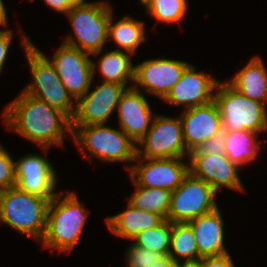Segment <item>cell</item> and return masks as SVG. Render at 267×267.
<instances>
[{
    "label": "cell",
    "mask_w": 267,
    "mask_h": 267,
    "mask_svg": "<svg viewBox=\"0 0 267 267\" xmlns=\"http://www.w3.org/2000/svg\"><path fill=\"white\" fill-rule=\"evenodd\" d=\"M2 116L9 130L36 143L45 153L52 145L63 146L65 132L72 136L71 120L64 113L23 91L6 106Z\"/></svg>",
    "instance_id": "6da1fadb"
},
{
    "label": "cell",
    "mask_w": 267,
    "mask_h": 267,
    "mask_svg": "<svg viewBox=\"0 0 267 267\" xmlns=\"http://www.w3.org/2000/svg\"><path fill=\"white\" fill-rule=\"evenodd\" d=\"M59 191L50 201L47 212V226L40 243L47 249L71 252L82 235L89 211L82 205L76 193L63 197Z\"/></svg>",
    "instance_id": "7a4b0ae2"
},
{
    "label": "cell",
    "mask_w": 267,
    "mask_h": 267,
    "mask_svg": "<svg viewBox=\"0 0 267 267\" xmlns=\"http://www.w3.org/2000/svg\"><path fill=\"white\" fill-rule=\"evenodd\" d=\"M20 33L22 34L20 36L22 46L26 52V59L33 79V82L22 91L46 102L72 120L76 111V102L72 101V97L68 94L48 57L29 41L30 39L22 32L21 28Z\"/></svg>",
    "instance_id": "3957f363"
},
{
    "label": "cell",
    "mask_w": 267,
    "mask_h": 267,
    "mask_svg": "<svg viewBox=\"0 0 267 267\" xmlns=\"http://www.w3.org/2000/svg\"><path fill=\"white\" fill-rule=\"evenodd\" d=\"M50 200L17 187L0 191V224L33 237L40 244L46 226Z\"/></svg>",
    "instance_id": "277c9868"
},
{
    "label": "cell",
    "mask_w": 267,
    "mask_h": 267,
    "mask_svg": "<svg viewBox=\"0 0 267 267\" xmlns=\"http://www.w3.org/2000/svg\"><path fill=\"white\" fill-rule=\"evenodd\" d=\"M72 138L91 161L97 158L105 163L134 162L137 144L123 131L105 124L71 126Z\"/></svg>",
    "instance_id": "5b68a950"
},
{
    "label": "cell",
    "mask_w": 267,
    "mask_h": 267,
    "mask_svg": "<svg viewBox=\"0 0 267 267\" xmlns=\"http://www.w3.org/2000/svg\"><path fill=\"white\" fill-rule=\"evenodd\" d=\"M107 1H97L71 8L67 17L74 32L66 37L64 44L95 55L101 54L108 41V23L113 8Z\"/></svg>",
    "instance_id": "8992f818"
},
{
    "label": "cell",
    "mask_w": 267,
    "mask_h": 267,
    "mask_svg": "<svg viewBox=\"0 0 267 267\" xmlns=\"http://www.w3.org/2000/svg\"><path fill=\"white\" fill-rule=\"evenodd\" d=\"M214 101L220 111L222 131L251 130L261 133L267 130V106L240 94L226 81H219Z\"/></svg>",
    "instance_id": "52a82bcc"
},
{
    "label": "cell",
    "mask_w": 267,
    "mask_h": 267,
    "mask_svg": "<svg viewBox=\"0 0 267 267\" xmlns=\"http://www.w3.org/2000/svg\"><path fill=\"white\" fill-rule=\"evenodd\" d=\"M217 192L204 180L194 177L190 172L181 184L172 191L167 220L171 223L189 221L210 213L218 208Z\"/></svg>",
    "instance_id": "ba28073f"
},
{
    "label": "cell",
    "mask_w": 267,
    "mask_h": 267,
    "mask_svg": "<svg viewBox=\"0 0 267 267\" xmlns=\"http://www.w3.org/2000/svg\"><path fill=\"white\" fill-rule=\"evenodd\" d=\"M136 146V157L145 159L185 158L190 153L183 141L179 116L155 115L150 129Z\"/></svg>",
    "instance_id": "9c48e42d"
},
{
    "label": "cell",
    "mask_w": 267,
    "mask_h": 267,
    "mask_svg": "<svg viewBox=\"0 0 267 267\" xmlns=\"http://www.w3.org/2000/svg\"><path fill=\"white\" fill-rule=\"evenodd\" d=\"M89 55L91 54L62 43L53 53L52 60H49L75 102L90 89L97 70V63Z\"/></svg>",
    "instance_id": "30bf717a"
},
{
    "label": "cell",
    "mask_w": 267,
    "mask_h": 267,
    "mask_svg": "<svg viewBox=\"0 0 267 267\" xmlns=\"http://www.w3.org/2000/svg\"><path fill=\"white\" fill-rule=\"evenodd\" d=\"M185 158L145 159L136 157L139 164L127 166L134 185L174 191L189 173ZM141 163V164H140Z\"/></svg>",
    "instance_id": "8fae6325"
},
{
    "label": "cell",
    "mask_w": 267,
    "mask_h": 267,
    "mask_svg": "<svg viewBox=\"0 0 267 267\" xmlns=\"http://www.w3.org/2000/svg\"><path fill=\"white\" fill-rule=\"evenodd\" d=\"M126 85L103 82L90 92V89L76 102V111L71 126L105 124L117 109Z\"/></svg>",
    "instance_id": "7c38bea8"
},
{
    "label": "cell",
    "mask_w": 267,
    "mask_h": 267,
    "mask_svg": "<svg viewBox=\"0 0 267 267\" xmlns=\"http://www.w3.org/2000/svg\"><path fill=\"white\" fill-rule=\"evenodd\" d=\"M190 64L180 60L160 59L145 60L135 66V89L145 88L150 95L163 100L174 84L181 78L182 73ZM139 86V87H138Z\"/></svg>",
    "instance_id": "4fadbf2b"
},
{
    "label": "cell",
    "mask_w": 267,
    "mask_h": 267,
    "mask_svg": "<svg viewBox=\"0 0 267 267\" xmlns=\"http://www.w3.org/2000/svg\"><path fill=\"white\" fill-rule=\"evenodd\" d=\"M16 187L29 194L50 201L57 195V176L48 159L39 154H28L15 161Z\"/></svg>",
    "instance_id": "5bb4252c"
},
{
    "label": "cell",
    "mask_w": 267,
    "mask_h": 267,
    "mask_svg": "<svg viewBox=\"0 0 267 267\" xmlns=\"http://www.w3.org/2000/svg\"><path fill=\"white\" fill-rule=\"evenodd\" d=\"M189 172L207 182L216 192L222 187L244 191L240 168L226 154H189Z\"/></svg>",
    "instance_id": "9a60e30c"
},
{
    "label": "cell",
    "mask_w": 267,
    "mask_h": 267,
    "mask_svg": "<svg viewBox=\"0 0 267 267\" xmlns=\"http://www.w3.org/2000/svg\"><path fill=\"white\" fill-rule=\"evenodd\" d=\"M218 82L219 79L211 75L196 72L195 66L190 64L163 101L176 107L184 105L185 110L206 105L214 100L212 92L216 89Z\"/></svg>",
    "instance_id": "2e32d148"
},
{
    "label": "cell",
    "mask_w": 267,
    "mask_h": 267,
    "mask_svg": "<svg viewBox=\"0 0 267 267\" xmlns=\"http://www.w3.org/2000/svg\"><path fill=\"white\" fill-rule=\"evenodd\" d=\"M180 119L183 141L189 152L222 132L220 111L214 100L206 105L184 110Z\"/></svg>",
    "instance_id": "e0dca14e"
},
{
    "label": "cell",
    "mask_w": 267,
    "mask_h": 267,
    "mask_svg": "<svg viewBox=\"0 0 267 267\" xmlns=\"http://www.w3.org/2000/svg\"><path fill=\"white\" fill-rule=\"evenodd\" d=\"M119 126L136 144L150 129L154 116L140 89L127 88L117 105Z\"/></svg>",
    "instance_id": "ac0fdd59"
},
{
    "label": "cell",
    "mask_w": 267,
    "mask_h": 267,
    "mask_svg": "<svg viewBox=\"0 0 267 267\" xmlns=\"http://www.w3.org/2000/svg\"><path fill=\"white\" fill-rule=\"evenodd\" d=\"M195 234L201 257L228 253L224 245V226L219 208L188 222Z\"/></svg>",
    "instance_id": "d6986e66"
},
{
    "label": "cell",
    "mask_w": 267,
    "mask_h": 267,
    "mask_svg": "<svg viewBox=\"0 0 267 267\" xmlns=\"http://www.w3.org/2000/svg\"><path fill=\"white\" fill-rule=\"evenodd\" d=\"M226 82L247 98L267 105V68L261 57L254 56Z\"/></svg>",
    "instance_id": "ffe728a7"
},
{
    "label": "cell",
    "mask_w": 267,
    "mask_h": 267,
    "mask_svg": "<svg viewBox=\"0 0 267 267\" xmlns=\"http://www.w3.org/2000/svg\"><path fill=\"white\" fill-rule=\"evenodd\" d=\"M127 209L106 218L109 230L118 237L130 239L141 231L158 227L165 219L156 213L140 210L129 202Z\"/></svg>",
    "instance_id": "44dd1931"
},
{
    "label": "cell",
    "mask_w": 267,
    "mask_h": 267,
    "mask_svg": "<svg viewBox=\"0 0 267 267\" xmlns=\"http://www.w3.org/2000/svg\"><path fill=\"white\" fill-rule=\"evenodd\" d=\"M113 15L112 12L108 23V40L117 44L115 50L135 54L140 44L147 40L144 23L127 15L113 24Z\"/></svg>",
    "instance_id": "7402d4cb"
},
{
    "label": "cell",
    "mask_w": 267,
    "mask_h": 267,
    "mask_svg": "<svg viewBox=\"0 0 267 267\" xmlns=\"http://www.w3.org/2000/svg\"><path fill=\"white\" fill-rule=\"evenodd\" d=\"M258 133L251 130L225 131V154L240 168L252 163L260 151Z\"/></svg>",
    "instance_id": "603a6c76"
},
{
    "label": "cell",
    "mask_w": 267,
    "mask_h": 267,
    "mask_svg": "<svg viewBox=\"0 0 267 267\" xmlns=\"http://www.w3.org/2000/svg\"><path fill=\"white\" fill-rule=\"evenodd\" d=\"M131 54L120 50L106 52L98 63V71L103 82L116 83L128 86V81L134 82L135 66L131 61Z\"/></svg>",
    "instance_id": "cb8c5ba5"
},
{
    "label": "cell",
    "mask_w": 267,
    "mask_h": 267,
    "mask_svg": "<svg viewBox=\"0 0 267 267\" xmlns=\"http://www.w3.org/2000/svg\"><path fill=\"white\" fill-rule=\"evenodd\" d=\"M168 256L177 262L197 261L198 253L195 234L189 223H171L170 251Z\"/></svg>",
    "instance_id": "d4e9b609"
},
{
    "label": "cell",
    "mask_w": 267,
    "mask_h": 267,
    "mask_svg": "<svg viewBox=\"0 0 267 267\" xmlns=\"http://www.w3.org/2000/svg\"><path fill=\"white\" fill-rule=\"evenodd\" d=\"M135 192L127 201L134 207L161 215L167 220L172 191L155 187L134 185Z\"/></svg>",
    "instance_id": "484cf974"
},
{
    "label": "cell",
    "mask_w": 267,
    "mask_h": 267,
    "mask_svg": "<svg viewBox=\"0 0 267 267\" xmlns=\"http://www.w3.org/2000/svg\"><path fill=\"white\" fill-rule=\"evenodd\" d=\"M171 240V222L165 220L158 227L150 228L133 237L134 245L160 255L168 256Z\"/></svg>",
    "instance_id": "4316f807"
},
{
    "label": "cell",
    "mask_w": 267,
    "mask_h": 267,
    "mask_svg": "<svg viewBox=\"0 0 267 267\" xmlns=\"http://www.w3.org/2000/svg\"><path fill=\"white\" fill-rule=\"evenodd\" d=\"M188 10L187 0H152L146 9L156 21L166 24L179 23Z\"/></svg>",
    "instance_id": "83f0119b"
},
{
    "label": "cell",
    "mask_w": 267,
    "mask_h": 267,
    "mask_svg": "<svg viewBox=\"0 0 267 267\" xmlns=\"http://www.w3.org/2000/svg\"><path fill=\"white\" fill-rule=\"evenodd\" d=\"M126 263L128 267H152L163 256L131 244L127 249Z\"/></svg>",
    "instance_id": "f1b7e54d"
},
{
    "label": "cell",
    "mask_w": 267,
    "mask_h": 267,
    "mask_svg": "<svg viewBox=\"0 0 267 267\" xmlns=\"http://www.w3.org/2000/svg\"><path fill=\"white\" fill-rule=\"evenodd\" d=\"M16 187L15 162L12 156L0 145V191Z\"/></svg>",
    "instance_id": "f546056e"
},
{
    "label": "cell",
    "mask_w": 267,
    "mask_h": 267,
    "mask_svg": "<svg viewBox=\"0 0 267 267\" xmlns=\"http://www.w3.org/2000/svg\"><path fill=\"white\" fill-rule=\"evenodd\" d=\"M189 154H225V131L202 142Z\"/></svg>",
    "instance_id": "4dcf8cb0"
},
{
    "label": "cell",
    "mask_w": 267,
    "mask_h": 267,
    "mask_svg": "<svg viewBox=\"0 0 267 267\" xmlns=\"http://www.w3.org/2000/svg\"><path fill=\"white\" fill-rule=\"evenodd\" d=\"M34 1V0H32ZM47 6L55 10L56 12L65 13L75 7L85 5L89 2L85 0H44Z\"/></svg>",
    "instance_id": "1f68e13d"
},
{
    "label": "cell",
    "mask_w": 267,
    "mask_h": 267,
    "mask_svg": "<svg viewBox=\"0 0 267 267\" xmlns=\"http://www.w3.org/2000/svg\"><path fill=\"white\" fill-rule=\"evenodd\" d=\"M204 267H235L229 252L219 256H206L200 259Z\"/></svg>",
    "instance_id": "d6a6232c"
},
{
    "label": "cell",
    "mask_w": 267,
    "mask_h": 267,
    "mask_svg": "<svg viewBox=\"0 0 267 267\" xmlns=\"http://www.w3.org/2000/svg\"><path fill=\"white\" fill-rule=\"evenodd\" d=\"M13 39V31L9 29L0 30V73L3 70L4 63L8 54V49Z\"/></svg>",
    "instance_id": "836d02e7"
},
{
    "label": "cell",
    "mask_w": 267,
    "mask_h": 267,
    "mask_svg": "<svg viewBox=\"0 0 267 267\" xmlns=\"http://www.w3.org/2000/svg\"><path fill=\"white\" fill-rule=\"evenodd\" d=\"M152 267H181V263L175 261L170 256H164Z\"/></svg>",
    "instance_id": "e575fe53"
},
{
    "label": "cell",
    "mask_w": 267,
    "mask_h": 267,
    "mask_svg": "<svg viewBox=\"0 0 267 267\" xmlns=\"http://www.w3.org/2000/svg\"><path fill=\"white\" fill-rule=\"evenodd\" d=\"M8 24L7 20V12H6V7L3 3V0H0V25L2 27H6Z\"/></svg>",
    "instance_id": "d590c367"
},
{
    "label": "cell",
    "mask_w": 267,
    "mask_h": 267,
    "mask_svg": "<svg viewBox=\"0 0 267 267\" xmlns=\"http://www.w3.org/2000/svg\"><path fill=\"white\" fill-rule=\"evenodd\" d=\"M181 267H204L203 262L201 260L197 261H189L181 263Z\"/></svg>",
    "instance_id": "8d00e7d4"
},
{
    "label": "cell",
    "mask_w": 267,
    "mask_h": 267,
    "mask_svg": "<svg viewBox=\"0 0 267 267\" xmlns=\"http://www.w3.org/2000/svg\"><path fill=\"white\" fill-rule=\"evenodd\" d=\"M140 4L143 5L146 9L150 6L152 0H139Z\"/></svg>",
    "instance_id": "74e56055"
}]
</instances>
